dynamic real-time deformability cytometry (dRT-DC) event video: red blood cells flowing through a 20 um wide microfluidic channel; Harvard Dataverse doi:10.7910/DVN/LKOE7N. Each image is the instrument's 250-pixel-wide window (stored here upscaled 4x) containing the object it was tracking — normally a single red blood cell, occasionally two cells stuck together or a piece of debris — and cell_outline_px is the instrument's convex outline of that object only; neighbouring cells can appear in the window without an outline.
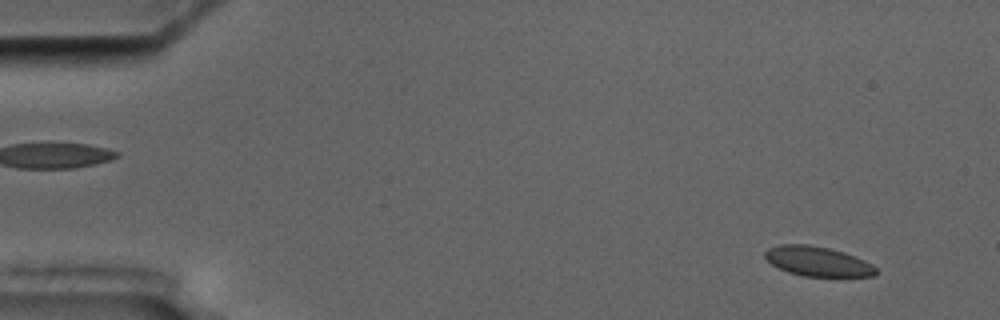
{"species": "common noctule bat (a hibernating species)", "species_latin": "Nyctalus noctula", "temperature_condition": "cold", "stored_images_in_passage": 5, "camera_frame_rate_fps": 3000, "um_per_image_px": 0.085, "animal": {"sex": "male", "body_mass_g": 17.5, "forearm_length_mm": 52.3}, "frame": {"image": 1, "passage_image": 1, "time_ms": 0.0, "image_size_px": [1000, 320], "cell_outline_px": [[880, 272], [876, 276], [804, 276], [788, 272], [772, 264], [764, 256], [764, 252], [768, 248], [780, 244], [808, 244], [828, 248], [844, 252], [864, 260], [872, 264]], "centroid_in_image_um": [69.52, 22.21], "position_along_channel_um": 15.5, "area_um2": 19.19}}
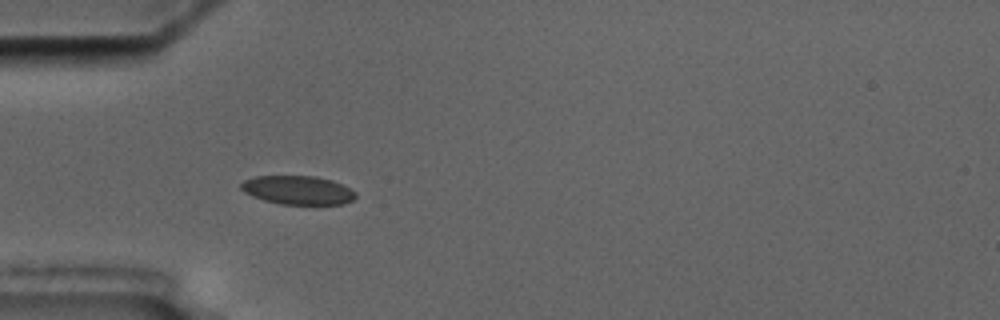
{"frame": {"image": 2, "passage_image": 5, "time_ms": 4.333, "image_size_px": [1000, 320], "cell_outline_px": [[356, 196], [352, 200], [344, 204], [280, 204], [264, 200], [252, 196], [244, 192], [240, 188], [240, 184], [244, 180], [256, 176], [316, 176], [332, 180], [356, 192]], "centroid_in_image_um": [25.29, 16.16], "position_along_channel_um": 59.7, "area_um2": 19.13}}